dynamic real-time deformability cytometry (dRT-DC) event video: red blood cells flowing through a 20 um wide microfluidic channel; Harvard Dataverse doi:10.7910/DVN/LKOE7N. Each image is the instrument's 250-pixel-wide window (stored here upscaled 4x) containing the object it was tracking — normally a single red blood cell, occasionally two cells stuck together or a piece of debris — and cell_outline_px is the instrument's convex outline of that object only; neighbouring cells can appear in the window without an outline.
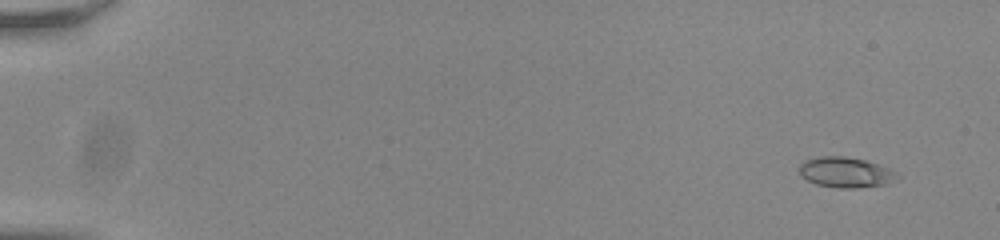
{"species": "common noctule bat (a hibernating species)", "species_latin": "Nyctalus noctula", "temperature_condition": "room temperature", "stored_images_in_passage": 57, "camera_frame_rate_fps": 3000, "um_per_image_px": 0.085, "animal": {"sex": "male", "body_mass_g": 20.0, "forearm_length_mm": 53.3}, "frame": {"image": 1, "passage_image": 5, "time_ms": 1.333, "image_size_px": [1000, 240], "cell_outline_px": [[900, 176], [888, 184], [856, 188], [836, 188], [816, 184], [800, 176], [800, 164], [804, 160], [820, 156], [844, 156], [864, 160], [880, 164], [896, 172]], "centroid_in_image_um": [71.88, 14.65], "position_along_channel_um": 13.1, "area_um2": 17.46}}
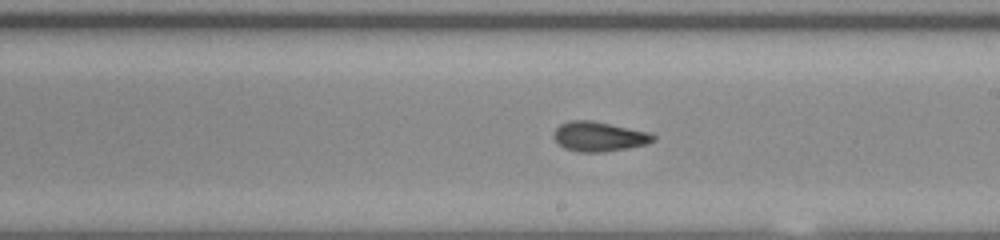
{"frame": {"image": 2, "passage_image": 35, "time_ms": 11.333, "image_size_px": [1000, 240], "cell_outline_px": [[656, 140], [648, 144], [628, 148], [604, 152], [580, 152], [564, 148], [552, 136], [552, 132], [560, 124], [568, 120], [592, 120], [648, 132], [656, 136]], "centroid_in_image_um": [50.91, 11.6], "position_along_channel_um": 238.1, "area_um2": 17.34}}
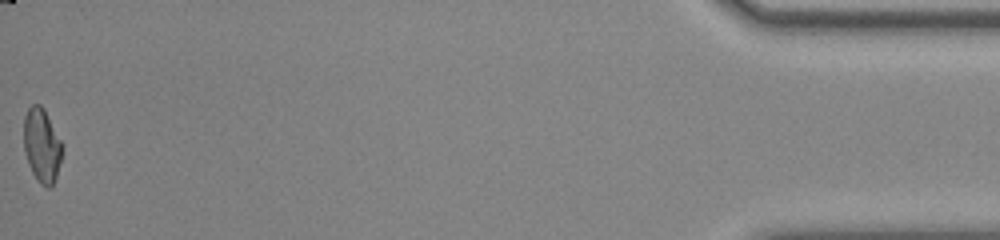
{"frame": {"image": 3, "passage_image": 57, "time_ms": 18.667, "image_size_px": [1000, 240], "cell_outline_px": [[64, 144], [56, 176], [52, 184], [48, 188], [40, 184], [36, 180], [28, 164], [24, 152], [24, 116], [28, 108], [32, 104], [40, 104], [44, 108]], "centroid_in_image_um": [3.55, 12.33], "position_along_channel_um": 431.6, "area_um2": 16.76}, "authors_computed_cell_mechanics": {"area_um2": 16.9354, "velocity_mm_per_s": 3.8137, "shape_relaxation_time_tau1_ms": null, "shape_relaxation_time_tau2_ms": 1.3626, "deformation_change_tau1": null, "deformation_change_tau2": 0.0734}}